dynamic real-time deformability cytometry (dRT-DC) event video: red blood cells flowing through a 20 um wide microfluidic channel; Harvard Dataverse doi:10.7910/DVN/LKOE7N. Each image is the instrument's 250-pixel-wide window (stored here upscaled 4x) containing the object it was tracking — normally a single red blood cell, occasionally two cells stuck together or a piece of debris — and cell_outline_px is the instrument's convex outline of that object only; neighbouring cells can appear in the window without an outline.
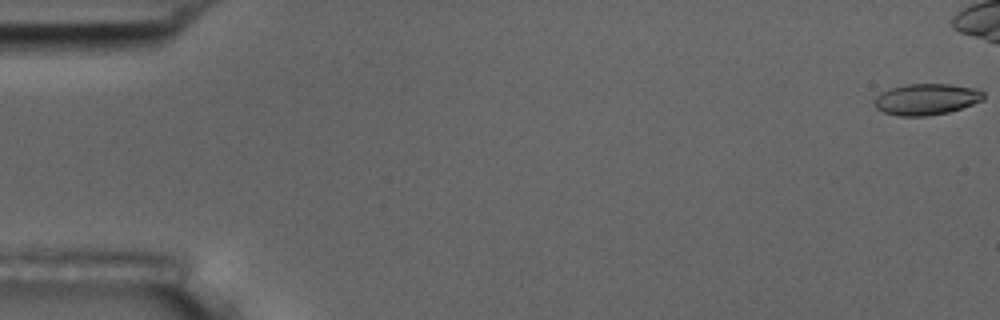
{"species": "common noctule bat (a hibernating species)", "species_latin": "Nyctalus noctula", "temperature_condition": "room temperature", "stored_images_in_passage": 13, "camera_frame_rate_fps": 3000, "um_per_image_px": 0.085, "animal": {"sex": "male", "body_mass_g": 17.5, "forearm_length_mm": 52.3}, "frame": {"image": 1, "passage_image": 1, "time_ms": 0.0, "image_size_px": [1000, 320], "cell_outline_px": [[984, 100], [948, 112], [928, 116], [900, 116], [884, 112], [876, 108], [872, 104], [876, 96], [880, 92], [892, 88], [908, 84], [948, 84], [976, 88], [984, 92]], "centroid_in_image_um": [78.73, 8.44], "position_along_channel_um": 6.3, "area_um2": 19.88}}